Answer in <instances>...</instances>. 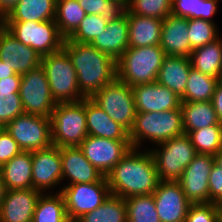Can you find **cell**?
<instances>
[{
	"mask_svg": "<svg viewBox=\"0 0 222 222\" xmlns=\"http://www.w3.org/2000/svg\"><path fill=\"white\" fill-rule=\"evenodd\" d=\"M129 152L106 175L110 193L121 198L154 193L161 181L149 150Z\"/></svg>",
	"mask_w": 222,
	"mask_h": 222,
	"instance_id": "1",
	"label": "cell"
},
{
	"mask_svg": "<svg viewBox=\"0 0 222 222\" xmlns=\"http://www.w3.org/2000/svg\"><path fill=\"white\" fill-rule=\"evenodd\" d=\"M63 49L72 61L79 90L85 98H91L117 78V61L91 44L65 39Z\"/></svg>",
	"mask_w": 222,
	"mask_h": 222,
	"instance_id": "2",
	"label": "cell"
},
{
	"mask_svg": "<svg viewBox=\"0 0 222 222\" xmlns=\"http://www.w3.org/2000/svg\"><path fill=\"white\" fill-rule=\"evenodd\" d=\"M185 134L181 109L162 112H136L134 124L129 131L132 148H139L146 139L160 144Z\"/></svg>",
	"mask_w": 222,
	"mask_h": 222,
	"instance_id": "3",
	"label": "cell"
},
{
	"mask_svg": "<svg viewBox=\"0 0 222 222\" xmlns=\"http://www.w3.org/2000/svg\"><path fill=\"white\" fill-rule=\"evenodd\" d=\"M165 57L160 45L128 48L117 60V78L130 87L156 82Z\"/></svg>",
	"mask_w": 222,
	"mask_h": 222,
	"instance_id": "4",
	"label": "cell"
},
{
	"mask_svg": "<svg viewBox=\"0 0 222 222\" xmlns=\"http://www.w3.org/2000/svg\"><path fill=\"white\" fill-rule=\"evenodd\" d=\"M53 145L79 147L88 136L85 98L82 101L57 103L51 114Z\"/></svg>",
	"mask_w": 222,
	"mask_h": 222,
	"instance_id": "5",
	"label": "cell"
},
{
	"mask_svg": "<svg viewBox=\"0 0 222 222\" xmlns=\"http://www.w3.org/2000/svg\"><path fill=\"white\" fill-rule=\"evenodd\" d=\"M41 67L46 73L56 103L77 102L85 98L79 90L76 70L63 48L42 56Z\"/></svg>",
	"mask_w": 222,
	"mask_h": 222,
	"instance_id": "6",
	"label": "cell"
},
{
	"mask_svg": "<svg viewBox=\"0 0 222 222\" xmlns=\"http://www.w3.org/2000/svg\"><path fill=\"white\" fill-rule=\"evenodd\" d=\"M156 147L149 149L154 161L156 170L161 181H177L184 169L195 158L197 152L190 138L183 134L166 140Z\"/></svg>",
	"mask_w": 222,
	"mask_h": 222,
	"instance_id": "7",
	"label": "cell"
},
{
	"mask_svg": "<svg viewBox=\"0 0 222 222\" xmlns=\"http://www.w3.org/2000/svg\"><path fill=\"white\" fill-rule=\"evenodd\" d=\"M3 26L20 42L34 49L41 57L63 48L65 38L55 20L45 22H4Z\"/></svg>",
	"mask_w": 222,
	"mask_h": 222,
	"instance_id": "8",
	"label": "cell"
},
{
	"mask_svg": "<svg viewBox=\"0 0 222 222\" xmlns=\"http://www.w3.org/2000/svg\"><path fill=\"white\" fill-rule=\"evenodd\" d=\"M91 99L112 120L123 126L128 132L131 130L136 116L132 87L116 78L97 91Z\"/></svg>",
	"mask_w": 222,
	"mask_h": 222,
	"instance_id": "9",
	"label": "cell"
},
{
	"mask_svg": "<svg viewBox=\"0 0 222 222\" xmlns=\"http://www.w3.org/2000/svg\"><path fill=\"white\" fill-rule=\"evenodd\" d=\"M22 151H36L52 143L51 118L31 114L17 116L5 127Z\"/></svg>",
	"mask_w": 222,
	"mask_h": 222,
	"instance_id": "10",
	"label": "cell"
},
{
	"mask_svg": "<svg viewBox=\"0 0 222 222\" xmlns=\"http://www.w3.org/2000/svg\"><path fill=\"white\" fill-rule=\"evenodd\" d=\"M20 97L25 114L51 118L55 102L44 69L40 66L21 75Z\"/></svg>",
	"mask_w": 222,
	"mask_h": 222,
	"instance_id": "11",
	"label": "cell"
},
{
	"mask_svg": "<svg viewBox=\"0 0 222 222\" xmlns=\"http://www.w3.org/2000/svg\"><path fill=\"white\" fill-rule=\"evenodd\" d=\"M65 200L67 217L77 220L100 206L111 194L106 177L99 182L65 185L59 190Z\"/></svg>",
	"mask_w": 222,
	"mask_h": 222,
	"instance_id": "12",
	"label": "cell"
},
{
	"mask_svg": "<svg viewBox=\"0 0 222 222\" xmlns=\"http://www.w3.org/2000/svg\"><path fill=\"white\" fill-rule=\"evenodd\" d=\"M79 148L86 159L106 177L132 146L130 140H112L88 135Z\"/></svg>",
	"mask_w": 222,
	"mask_h": 222,
	"instance_id": "13",
	"label": "cell"
},
{
	"mask_svg": "<svg viewBox=\"0 0 222 222\" xmlns=\"http://www.w3.org/2000/svg\"><path fill=\"white\" fill-rule=\"evenodd\" d=\"M214 163V155L197 154L177 180L192 204L211 203L208 180Z\"/></svg>",
	"mask_w": 222,
	"mask_h": 222,
	"instance_id": "14",
	"label": "cell"
},
{
	"mask_svg": "<svg viewBox=\"0 0 222 222\" xmlns=\"http://www.w3.org/2000/svg\"><path fill=\"white\" fill-rule=\"evenodd\" d=\"M32 187L43 194L62 182V162L60 148L51 145L31 152Z\"/></svg>",
	"mask_w": 222,
	"mask_h": 222,
	"instance_id": "15",
	"label": "cell"
},
{
	"mask_svg": "<svg viewBox=\"0 0 222 222\" xmlns=\"http://www.w3.org/2000/svg\"><path fill=\"white\" fill-rule=\"evenodd\" d=\"M153 197L160 222H185L192 203L177 181H160Z\"/></svg>",
	"mask_w": 222,
	"mask_h": 222,
	"instance_id": "16",
	"label": "cell"
},
{
	"mask_svg": "<svg viewBox=\"0 0 222 222\" xmlns=\"http://www.w3.org/2000/svg\"><path fill=\"white\" fill-rule=\"evenodd\" d=\"M0 60L8 61L11 69L23 75L41 66L42 57L31 47L18 41L0 25Z\"/></svg>",
	"mask_w": 222,
	"mask_h": 222,
	"instance_id": "17",
	"label": "cell"
},
{
	"mask_svg": "<svg viewBox=\"0 0 222 222\" xmlns=\"http://www.w3.org/2000/svg\"><path fill=\"white\" fill-rule=\"evenodd\" d=\"M136 112H162L181 107V98L157 81L132 87Z\"/></svg>",
	"mask_w": 222,
	"mask_h": 222,
	"instance_id": "18",
	"label": "cell"
},
{
	"mask_svg": "<svg viewBox=\"0 0 222 222\" xmlns=\"http://www.w3.org/2000/svg\"><path fill=\"white\" fill-rule=\"evenodd\" d=\"M41 194L33 188L7 190L0 205V222H32Z\"/></svg>",
	"mask_w": 222,
	"mask_h": 222,
	"instance_id": "19",
	"label": "cell"
},
{
	"mask_svg": "<svg viewBox=\"0 0 222 222\" xmlns=\"http://www.w3.org/2000/svg\"><path fill=\"white\" fill-rule=\"evenodd\" d=\"M60 152L62 181L69 179L67 185L99 182L105 177L86 159L79 147H62Z\"/></svg>",
	"mask_w": 222,
	"mask_h": 222,
	"instance_id": "20",
	"label": "cell"
},
{
	"mask_svg": "<svg viewBox=\"0 0 222 222\" xmlns=\"http://www.w3.org/2000/svg\"><path fill=\"white\" fill-rule=\"evenodd\" d=\"M160 47L166 55L189 57L193 51L188 35V19L170 14L163 19Z\"/></svg>",
	"mask_w": 222,
	"mask_h": 222,
	"instance_id": "21",
	"label": "cell"
},
{
	"mask_svg": "<svg viewBox=\"0 0 222 222\" xmlns=\"http://www.w3.org/2000/svg\"><path fill=\"white\" fill-rule=\"evenodd\" d=\"M90 44L117 61L129 48L128 10L120 18L109 21L105 32L96 36Z\"/></svg>",
	"mask_w": 222,
	"mask_h": 222,
	"instance_id": "22",
	"label": "cell"
},
{
	"mask_svg": "<svg viewBox=\"0 0 222 222\" xmlns=\"http://www.w3.org/2000/svg\"><path fill=\"white\" fill-rule=\"evenodd\" d=\"M88 135L112 140H130L129 132L112 120L91 98H85Z\"/></svg>",
	"mask_w": 222,
	"mask_h": 222,
	"instance_id": "23",
	"label": "cell"
},
{
	"mask_svg": "<svg viewBox=\"0 0 222 222\" xmlns=\"http://www.w3.org/2000/svg\"><path fill=\"white\" fill-rule=\"evenodd\" d=\"M191 67L189 57L166 55L159 70L157 82L182 98Z\"/></svg>",
	"mask_w": 222,
	"mask_h": 222,
	"instance_id": "24",
	"label": "cell"
},
{
	"mask_svg": "<svg viewBox=\"0 0 222 222\" xmlns=\"http://www.w3.org/2000/svg\"><path fill=\"white\" fill-rule=\"evenodd\" d=\"M129 48L160 45L162 19L139 16L128 11Z\"/></svg>",
	"mask_w": 222,
	"mask_h": 222,
	"instance_id": "25",
	"label": "cell"
},
{
	"mask_svg": "<svg viewBox=\"0 0 222 222\" xmlns=\"http://www.w3.org/2000/svg\"><path fill=\"white\" fill-rule=\"evenodd\" d=\"M0 173L7 190L33 188L31 152L21 151L0 167Z\"/></svg>",
	"mask_w": 222,
	"mask_h": 222,
	"instance_id": "26",
	"label": "cell"
},
{
	"mask_svg": "<svg viewBox=\"0 0 222 222\" xmlns=\"http://www.w3.org/2000/svg\"><path fill=\"white\" fill-rule=\"evenodd\" d=\"M55 15L56 0H19L4 22H45Z\"/></svg>",
	"mask_w": 222,
	"mask_h": 222,
	"instance_id": "27",
	"label": "cell"
},
{
	"mask_svg": "<svg viewBox=\"0 0 222 222\" xmlns=\"http://www.w3.org/2000/svg\"><path fill=\"white\" fill-rule=\"evenodd\" d=\"M180 109L185 134L211 125H222L217 118L211 101L181 102Z\"/></svg>",
	"mask_w": 222,
	"mask_h": 222,
	"instance_id": "28",
	"label": "cell"
},
{
	"mask_svg": "<svg viewBox=\"0 0 222 222\" xmlns=\"http://www.w3.org/2000/svg\"><path fill=\"white\" fill-rule=\"evenodd\" d=\"M189 59L194 69L218 79L222 73V37L196 48Z\"/></svg>",
	"mask_w": 222,
	"mask_h": 222,
	"instance_id": "29",
	"label": "cell"
},
{
	"mask_svg": "<svg viewBox=\"0 0 222 222\" xmlns=\"http://www.w3.org/2000/svg\"><path fill=\"white\" fill-rule=\"evenodd\" d=\"M65 200L61 193L41 194L37 200L32 222H68Z\"/></svg>",
	"mask_w": 222,
	"mask_h": 222,
	"instance_id": "30",
	"label": "cell"
},
{
	"mask_svg": "<svg viewBox=\"0 0 222 222\" xmlns=\"http://www.w3.org/2000/svg\"><path fill=\"white\" fill-rule=\"evenodd\" d=\"M77 222H127L124 198L112 194L96 209L82 215Z\"/></svg>",
	"mask_w": 222,
	"mask_h": 222,
	"instance_id": "31",
	"label": "cell"
},
{
	"mask_svg": "<svg viewBox=\"0 0 222 222\" xmlns=\"http://www.w3.org/2000/svg\"><path fill=\"white\" fill-rule=\"evenodd\" d=\"M217 85V78L203 74L191 67L186 90L181 98V102L211 101Z\"/></svg>",
	"mask_w": 222,
	"mask_h": 222,
	"instance_id": "32",
	"label": "cell"
},
{
	"mask_svg": "<svg viewBox=\"0 0 222 222\" xmlns=\"http://www.w3.org/2000/svg\"><path fill=\"white\" fill-rule=\"evenodd\" d=\"M86 12L80 7L77 0H56L55 23L60 34L66 39L79 26Z\"/></svg>",
	"mask_w": 222,
	"mask_h": 222,
	"instance_id": "33",
	"label": "cell"
},
{
	"mask_svg": "<svg viewBox=\"0 0 222 222\" xmlns=\"http://www.w3.org/2000/svg\"><path fill=\"white\" fill-rule=\"evenodd\" d=\"M218 1L220 0H173L171 14L214 22L211 17L218 9Z\"/></svg>",
	"mask_w": 222,
	"mask_h": 222,
	"instance_id": "34",
	"label": "cell"
},
{
	"mask_svg": "<svg viewBox=\"0 0 222 222\" xmlns=\"http://www.w3.org/2000/svg\"><path fill=\"white\" fill-rule=\"evenodd\" d=\"M197 154L217 155L222 151V125H211L186 134Z\"/></svg>",
	"mask_w": 222,
	"mask_h": 222,
	"instance_id": "35",
	"label": "cell"
},
{
	"mask_svg": "<svg viewBox=\"0 0 222 222\" xmlns=\"http://www.w3.org/2000/svg\"><path fill=\"white\" fill-rule=\"evenodd\" d=\"M125 200L127 222H160L152 194L131 196Z\"/></svg>",
	"mask_w": 222,
	"mask_h": 222,
	"instance_id": "36",
	"label": "cell"
},
{
	"mask_svg": "<svg viewBox=\"0 0 222 222\" xmlns=\"http://www.w3.org/2000/svg\"><path fill=\"white\" fill-rule=\"evenodd\" d=\"M217 30V25L214 22L202 19H188V35L192 50L219 38Z\"/></svg>",
	"mask_w": 222,
	"mask_h": 222,
	"instance_id": "37",
	"label": "cell"
},
{
	"mask_svg": "<svg viewBox=\"0 0 222 222\" xmlns=\"http://www.w3.org/2000/svg\"><path fill=\"white\" fill-rule=\"evenodd\" d=\"M88 15H101L106 22L120 18L126 7L114 0H77Z\"/></svg>",
	"mask_w": 222,
	"mask_h": 222,
	"instance_id": "38",
	"label": "cell"
},
{
	"mask_svg": "<svg viewBox=\"0 0 222 222\" xmlns=\"http://www.w3.org/2000/svg\"><path fill=\"white\" fill-rule=\"evenodd\" d=\"M173 0H130L127 10L139 16L164 19L171 14Z\"/></svg>",
	"mask_w": 222,
	"mask_h": 222,
	"instance_id": "39",
	"label": "cell"
},
{
	"mask_svg": "<svg viewBox=\"0 0 222 222\" xmlns=\"http://www.w3.org/2000/svg\"><path fill=\"white\" fill-rule=\"evenodd\" d=\"M107 23L101 15H86L78 28L66 39L74 42L91 43L96 36L105 32Z\"/></svg>",
	"mask_w": 222,
	"mask_h": 222,
	"instance_id": "40",
	"label": "cell"
},
{
	"mask_svg": "<svg viewBox=\"0 0 222 222\" xmlns=\"http://www.w3.org/2000/svg\"><path fill=\"white\" fill-rule=\"evenodd\" d=\"M24 114L20 93L0 91V128H4L17 116Z\"/></svg>",
	"mask_w": 222,
	"mask_h": 222,
	"instance_id": "41",
	"label": "cell"
},
{
	"mask_svg": "<svg viewBox=\"0 0 222 222\" xmlns=\"http://www.w3.org/2000/svg\"><path fill=\"white\" fill-rule=\"evenodd\" d=\"M185 222H222V206L216 203L191 204Z\"/></svg>",
	"mask_w": 222,
	"mask_h": 222,
	"instance_id": "42",
	"label": "cell"
},
{
	"mask_svg": "<svg viewBox=\"0 0 222 222\" xmlns=\"http://www.w3.org/2000/svg\"><path fill=\"white\" fill-rule=\"evenodd\" d=\"M21 151L12 136L4 128H0V167Z\"/></svg>",
	"mask_w": 222,
	"mask_h": 222,
	"instance_id": "43",
	"label": "cell"
},
{
	"mask_svg": "<svg viewBox=\"0 0 222 222\" xmlns=\"http://www.w3.org/2000/svg\"><path fill=\"white\" fill-rule=\"evenodd\" d=\"M209 201L222 206V169L215 163L212 166L209 180Z\"/></svg>",
	"mask_w": 222,
	"mask_h": 222,
	"instance_id": "44",
	"label": "cell"
},
{
	"mask_svg": "<svg viewBox=\"0 0 222 222\" xmlns=\"http://www.w3.org/2000/svg\"><path fill=\"white\" fill-rule=\"evenodd\" d=\"M21 83V75L16 74L0 80V91H11V93H19Z\"/></svg>",
	"mask_w": 222,
	"mask_h": 222,
	"instance_id": "45",
	"label": "cell"
},
{
	"mask_svg": "<svg viewBox=\"0 0 222 222\" xmlns=\"http://www.w3.org/2000/svg\"><path fill=\"white\" fill-rule=\"evenodd\" d=\"M211 103L214 107L219 122L222 123V87L219 85H217L214 90Z\"/></svg>",
	"mask_w": 222,
	"mask_h": 222,
	"instance_id": "46",
	"label": "cell"
},
{
	"mask_svg": "<svg viewBox=\"0 0 222 222\" xmlns=\"http://www.w3.org/2000/svg\"><path fill=\"white\" fill-rule=\"evenodd\" d=\"M8 63V61L3 62L0 60V80L16 75Z\"/></svg>",
	"mask_w": 222,
	"mask_h": 222,
	"instance_id": "47",
	"label": "cell"
},
{
	"mask_svg": "<svg viewBox=\"0 0 222 222\" xmlns=\"http://www.w3.org/2000/svg\"><path fill=\"white\" fill-rule=\"evenodd\" d=\"M19 0H0V10L7 16Z\"/></svg>",
	"mask_w": 222,
	"mask_h": 222,
	"instance_id": "48",
	"label": "cell"
},
{
	"mask_svg": "<svg viewBox=\"0 0 222 222\" xmlns=\"http://www.w3.org/2000/svg\"><path fill=\"white\" fill-rule=\"evenodd\" d=\"M6 192H7V189H6L5 183L3 181V177L0 173V205L4 199Z\"/></svg>",
	"mask_w": 222,
	"mask_h": 222,
	"instance_id": "49",
	"label": "cell"
},
{
	"mask_svg": "<svg viewBox=\"0 0 222 222\" xmlns=\"http://www.w3.org/2000/svg\"><path fill=\"white\" fill-rule=\"evenodd\" d=\"M215 164L222 169V151L214 156Z\"/></svg>",
	"mask_w": 222,
	"mask_h": 222,
	"instance_id": "50",
	"label": "cell"
},
{
	"mask_svg": "<svg viewBox=\"0 0 222 222\" xmlns=\"http://www.w3.org/2000/svg\"><path fill=\"white\" fill-rule=\"evenodd\" d=\"M114 1H118L120 2L122 5H124L126 8L129 6L130 4V0H114Z\"/></svg>",
	"mask_w": 222,
	"mask_h": 222,
	"instance_id": "51",
	"label": "cell"
},
{
	"mask_svg": "<svg viewBox=\"0 0 222 222\" xmlns=\"http://www.w3.org/2000/svg\"><path fill=\"white\" fill-rule=\"evenodd\" d=\"M6 15L0 10V25L4 24Z\"/></svg>",
	"mask_w": 222,
	"mask_h": 222,
	"instance_id": "52",
	"label": "cell"
},
{
	"mask_svg": "<svg viewBox=\"0 0 222 222\" xmlns=\"http://www.w3.org/2000/svg\"><path fill=\"white\" fill-rule=\"evenodd\" d=\"M218 85L220 87H222V73L220 74L219 78H218Z\"/></svg>",
	"mask_w": 222,
	"mask_h": 222,
	"instance_id": "53",
	"label": "cell"
},
{
	"mask_svg": "<svg viewBox=\"0 0 222 222\" xmlns=\"http://www.w3.org/2000/svg\"><path fill=\"white\" fill-rule=\"evenodd\" d=\"M68 222H77L76 220H69Z\"/></svg>",
	"mask_w": 222,
	"mask_h": 222,
	"instance_id": "54",
	"label": "cell"
}]
</instances>
